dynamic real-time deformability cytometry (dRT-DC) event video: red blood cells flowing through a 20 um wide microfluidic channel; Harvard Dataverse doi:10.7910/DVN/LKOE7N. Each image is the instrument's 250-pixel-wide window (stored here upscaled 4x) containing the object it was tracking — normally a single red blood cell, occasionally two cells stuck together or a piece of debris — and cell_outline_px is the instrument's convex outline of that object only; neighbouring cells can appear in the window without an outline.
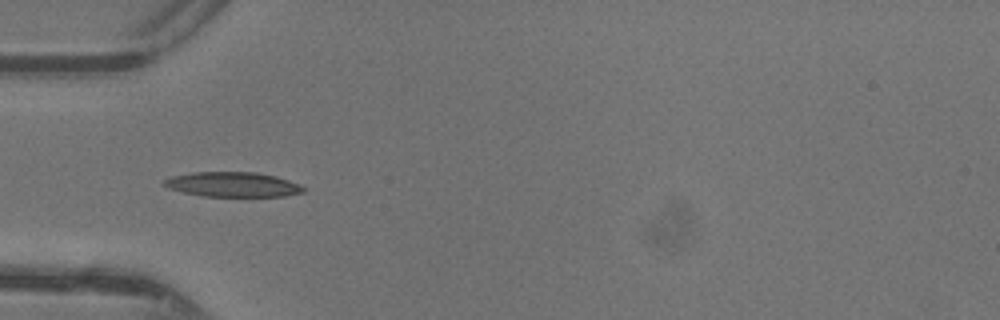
{"species": "common noctule bat (a hibernating species)", "species_latin": "Nyctalus noctula", "temperature_condition": "warm", "stored_images_in_passage": 34, "camera_frame_rate_fps": 3000, "um_per_image_px": 0.085, "animal": {"sex": "female"}, "frame": {"image": 1, "passage_image": 3, "time_ms": 0.667, "image_size_px": [1000, 320], "cell_outline_px": [[304, 192], [284, 196], [200, 196], [168, 188], [164, 184], [164, 180], [172, 176], [192, 172], [256, 172], [276, 176], [300, 184], [304, 188]], "centroid_in_image_um": [19.79, 15.67], "position_along_channel_um": 65.2, "area_um2": 20.06}}
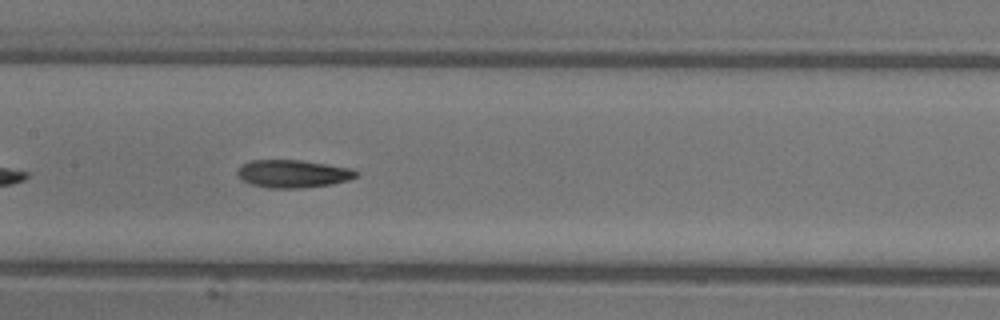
{"frame": {"image": 2, "passage_image": 11, "time_ms": 3.333, "image_size_px": [1000, 320], "cell_outline_px": [[356, 176], [348, 180], [332, 184], [300, 188], [268, 188], [252, 184], [240, 180], [236, 176], [236, 172], [244, 164], [252, 160], [300, 160], [352, 168], [356, 172]], "centroid_in_image_um": [24.87, 14.77], "position_along_channel_um": 182.5, "area_um2": 19.13}}
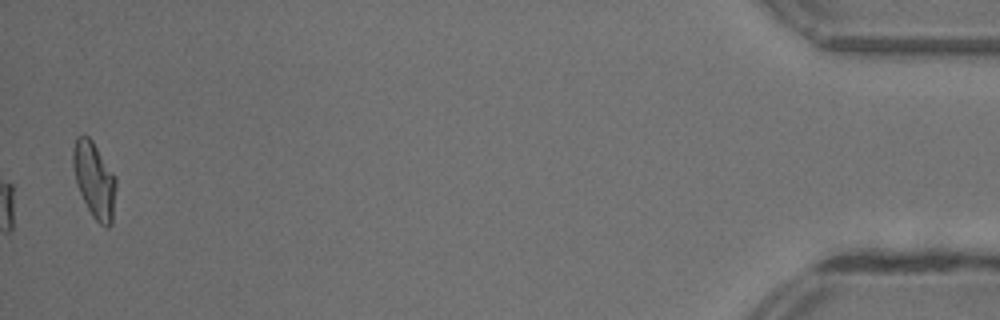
{"frame": {"image": 3, "passage_image": 34, "time_ms": 11.0, "image_size_px": [1000, 320], "cell_outline_px": [[116, 184], [112, 224], [108, 228], [104, 228], [92, 216], [76, 184], [72, 164], [72, 148], [76, 136], [88, 136], [92, 140], [116, 176]], "centroid_in_image_um": [8.01, 15.29], "position_along_channel_um": 427.2, "area_um2": 19.13}, "authors_computed_cell_mechanics": {"area_um2": 18.6405, "velocity_mm_per_s": 4.4176, "shape_relaxation_time_tau1_ms": null, "shape_relaxation_time_tau2_ms": 5.0918, "deformation_change_tau1": null, "deformation_change_tau2": 0.1472}}